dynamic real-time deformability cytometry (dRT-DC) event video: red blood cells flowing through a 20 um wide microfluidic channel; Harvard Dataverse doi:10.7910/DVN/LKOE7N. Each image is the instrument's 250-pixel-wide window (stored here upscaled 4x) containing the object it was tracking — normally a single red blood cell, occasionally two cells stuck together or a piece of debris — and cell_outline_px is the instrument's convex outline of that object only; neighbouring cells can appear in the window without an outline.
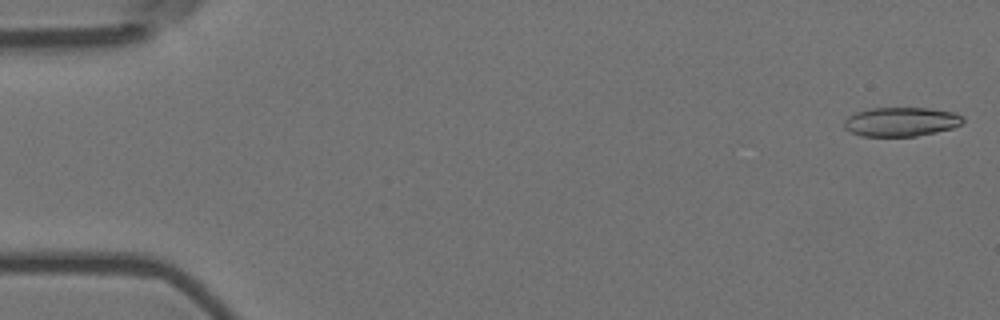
{"species": "Egyptian fruit bat (a non-hibernating species)", "species_latin": "Rousettus aegyptiacus", "temperature_condition": "room temperature", "stored_images_in_passage": 15, "camera_frame_rate_fps": 3000, "um_per_image_px": 0.085, "animal": {"sex": "female"}, "frame": {"image": 1, "passage_image": 1, "time_ms": 0.0, "image_size_px": [1000, 320], "cell_outline_px": [[964, 120], [960, 124], [952, 128], [936, 132], [916, 136], [860, 136], [844, 128], [844, 120], [848, 116], [856, 112], [868, 108], [928, 108], [956, 112], [964, 116]], "centroid_in_image_um": [76.6, 10.34], "position_along_channel_um": 8.4, "area_um2": 20.29}}
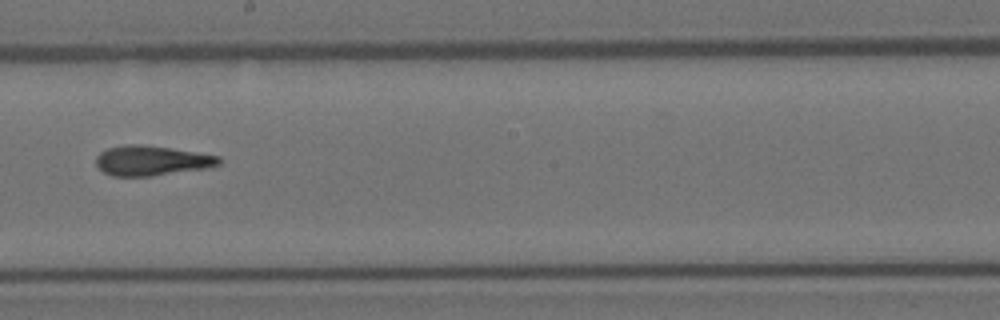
{"frame": {"image": 2, "passage_image": 9, "time_ms": 2.667, "image_size_px": [1000, 320], "cell_outline_px": [[220, 164], [204, 168], [152, 176], [112, 176], [104, 172], [96, 164], [96, 156], [100, 152], [108, 148], [128, 144], [140, 144], [196, 152], [220, 156]], "centroid_in_image_um": [12.85, 13.65], "position_along_channel_um": 235.3, "area_um2": 21.15}}
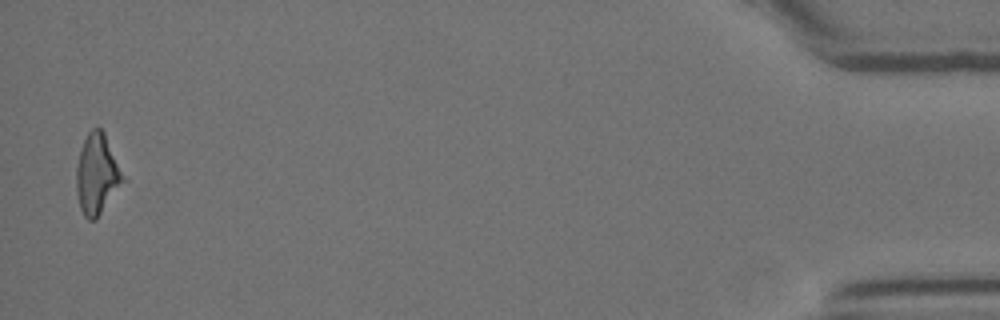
{"frame": {"image": 3, "passage_image": 15, "time_ms": 4.667, "image_size_px": [1000, 320], "cell_outline_px": [[128, 180], [96, 220], [88, 220], [84, 216], [80, 208], [76, 192], [76, 168], [80, 148], [88, 132], [92, 128], [100, 128], [104, 132]], "centroid_in_image_um": [8.29, 14.84], "position_along_channel_um": 426.9, "area_um2": 22.54}}